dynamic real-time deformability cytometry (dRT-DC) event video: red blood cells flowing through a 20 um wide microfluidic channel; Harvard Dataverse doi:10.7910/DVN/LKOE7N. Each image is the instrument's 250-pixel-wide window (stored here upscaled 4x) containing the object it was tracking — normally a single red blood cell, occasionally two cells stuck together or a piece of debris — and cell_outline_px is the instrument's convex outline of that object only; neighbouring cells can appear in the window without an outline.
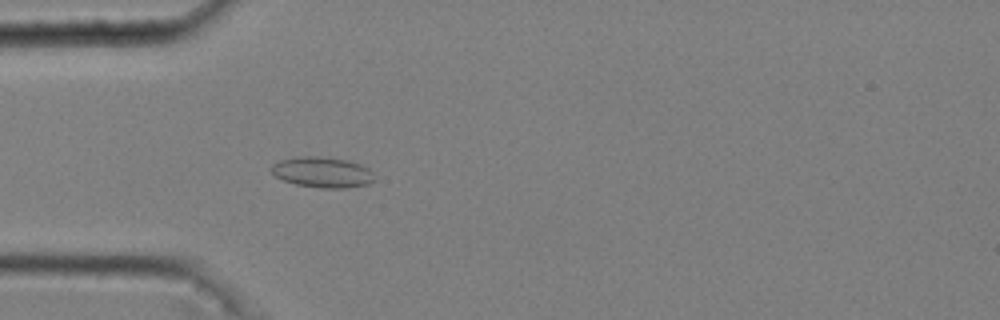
{"species": "common noctule bat (a hibernating species)", "species_latin": "Nyctalus noctula", "temperature_condition": "cold", "stored_images_in_passage": 48, "camera_frame_rate_fps": 3000, "um_per_image_px": 0.085, "animal": {"sex": "male", "body_mass_g": 20.4}, "frame": {"image": 1, "passage_image": 11, "time_ms": 3.333, "image_size_px": [1000, 320], "cell_outline_px": [[376, 180], [368, 184], [348, 188], [320, 188], [296, 184], [284, 180], [276, 176], [272, 172], [272, 164], [280, 160], [300, 156], [316, 156], [344, 160], [360, 164], [368, 168], [376, 176]], "centroid_in_image_um": [27.44, 14.65], "position_along_channel_um": 57.6, "area_um2": 18.32}}
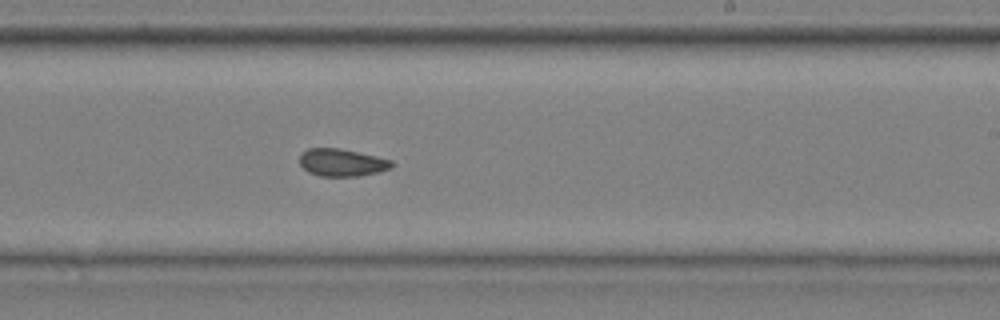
{"frame": {"image": 2, "passage_image": 28, "time_ms": 9.0, "image_size_px": [1000, 320], "cell_outline_px": [[396, 164], [392, 168], [360, 176], [320, 176], [308, 172], [300, 164], [300, 152], [308, 148], [340, 148], [376, 156], [392, 160]], "centroid_in_image_um": [29.07, 13.81], "position_along_channel_um": 259.9, "area_um2": 14.85}}
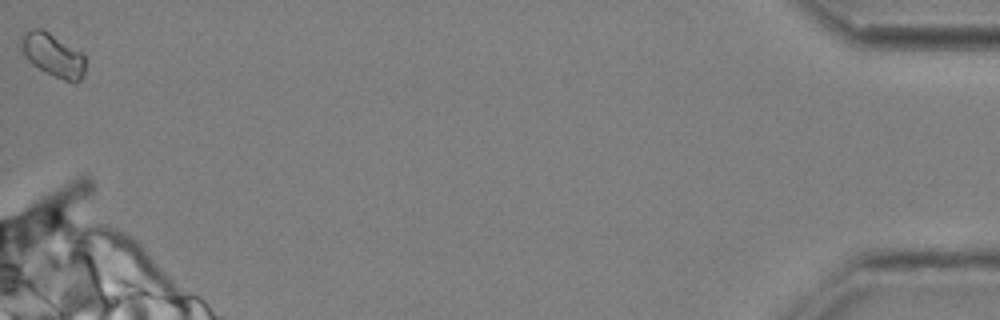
{"frame": {"image": 3, "passage_image": 48, "time_ms": 15.667, "image_size_px": [1000, 320], "cell_outline_px": [[84, 76], [76, 84], [72, 84], [32, 64], [24, 56], [20, 48], [20, 32], [32, 28], [40, 28], [48, 32], [80, 52], [84, 56]], "centroid_in_image_um": [4.45, 4.67], "position_along_channel_um": 430.7, "area_um2": 16.18}, "authors_computed_cell_mechanics": {"area_um2": 15.2014, "velocity_mm_per_s": 3.6328, "shape_relaxation_time_tau1_ms": 6.114, "shape_relaxation_time_tau2_ms": 2.0649, "deformation_change_tau1": 0.0881, "deformation_change_tau2": 0.0815}}